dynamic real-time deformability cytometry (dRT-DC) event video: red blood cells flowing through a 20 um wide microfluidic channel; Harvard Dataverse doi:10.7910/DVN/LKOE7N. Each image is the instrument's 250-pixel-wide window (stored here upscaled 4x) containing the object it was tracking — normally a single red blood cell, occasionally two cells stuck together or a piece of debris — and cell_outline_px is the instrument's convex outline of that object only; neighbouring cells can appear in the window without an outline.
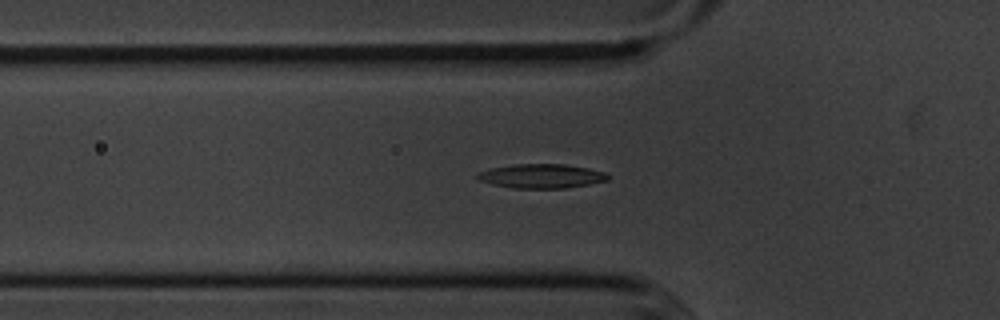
{"species": "common noctule bat (a hibernating species)", "species_latin": "Nyctalus noctula", "temperature_condition": "cold", "stored_images_in_passage": 53, "camera_frame_rate_fps": 3000, "um_per_image_px": 0.085, "animal": {"sex": "male", "body_mass_g": 20.1, "forearm_length_mm": 53.5}, "frame": {"image": 1, "passage_image": 18, "time_ms": 5.667, "image_size_px": [1000, 320], "cell_outline_px": [[608, 180], [588, 184], [564, 188], [512, 188], [492, 184], [480, 180], [476, 176], [480, 172], [488, 168], [512, 164], [564, 164], [588, 168], [604, 172], [608, 176]], "centroid_in_image_um": [45.99, 14.96], "position_along_channel_um": 79.8, "area_um2": 18.26}}
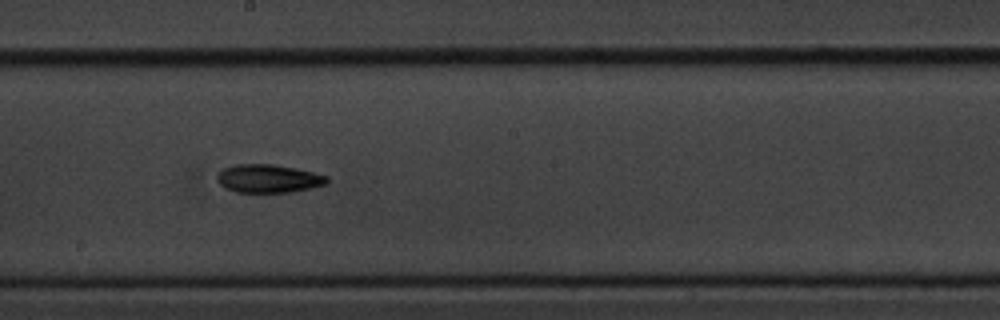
{"frame": {"image": 2, "passage_image": 30, "time_ms": 9.667, "image_size_px": [1000, 320], "cell_outline_px": [[328, 184], [312, 188], [292, 192], [236, 192], [224, 188], [216, 180], [216, 176], [224, 168], [236, 164], [272, 164], [296, 168], [328, 176]], "centroid_in_image_um": [22.82, 15.18], "position_along_channel_um": 225.4, "area_um2": 18.21}}
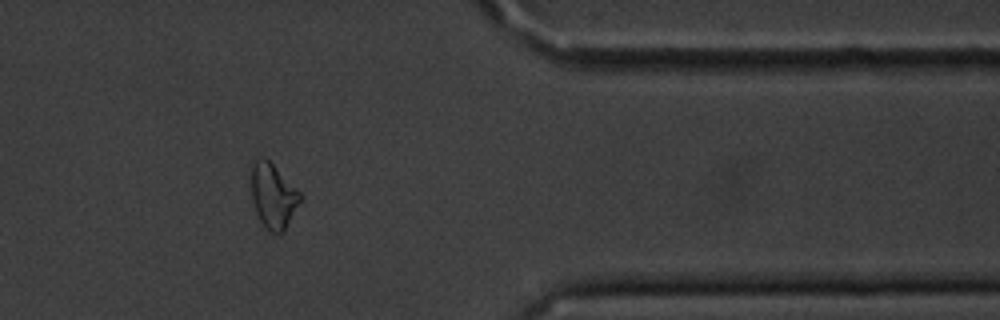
{"frame": {"image": 3, "passage_image": 45, "time_ms": 14.667, "image_size_px": [1000, 320], "cell_outline_px": [[300, 200], [284, 232], [272, 232], [260, 220], [256, 212], [252, 200], [248, 164], [260, 156], [264, 156], [300, 192]], "centroid_in_image_um": [23.14, 16.56], "position_along_channel_um": 388.3, "area_um2": 18.5}}